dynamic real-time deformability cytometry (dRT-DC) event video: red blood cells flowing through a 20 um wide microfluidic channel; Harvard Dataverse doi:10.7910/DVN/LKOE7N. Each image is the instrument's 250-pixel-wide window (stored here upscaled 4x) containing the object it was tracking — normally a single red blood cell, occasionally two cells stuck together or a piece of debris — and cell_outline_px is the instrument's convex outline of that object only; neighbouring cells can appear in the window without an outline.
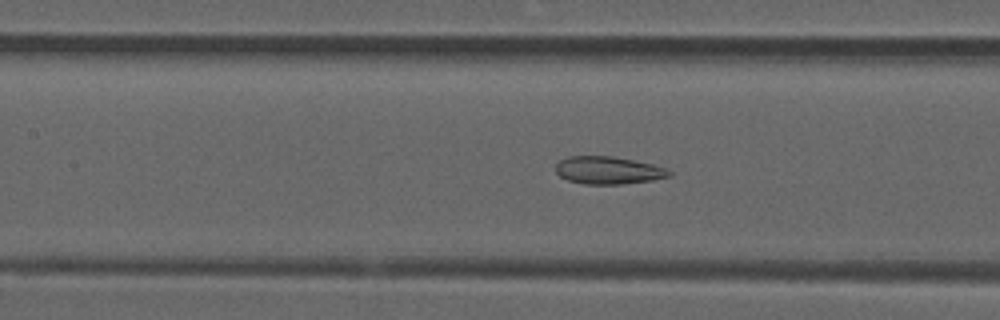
{"species": "common noctule bat (a hibernating species)", "species_latin": "Nyctalus noctula", "temperature_condition": "room temperature", "stored_images_in_passage": 52, "camera_frame_rate_fps": 3000, "um_per_image_px": 0.085, "animal": {"sex": "male", "forearm_length_mm": 52.5}, "frame": {"image": 1, "passage_image": 23, "time_ms": 7.333, "image_size_px": [1000, 320], "cell_outline_px": [[672, 176], [652, 180], [620, 184], [584, 184], [568, 180], [560, 176], [556, 172], [556, 164], [560, 160], [568, 156], [612, 156], [652, 164], [664, 168], [672, 172]], "centroid_in_image_um": [51.69, 14.47], "position_along_channel_um": 155.7, "area_um2": 18.15}}
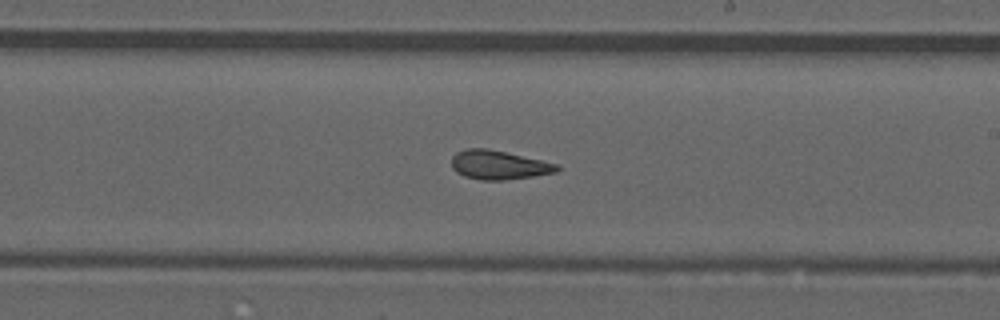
{"frame": {"image": 2, "passage_image": 30, "time_ms": 9.667, "image_size_px": [1000, 320], "cell_outline_px": [[560, 168], [556, 172], [532, 176], [504, 180], [480, 180], [464, 176], [456, 172], [452, 168], [452, 156], [456, 152], [468, 148], [488, 148], [560, 164]], "centroid_in_image_um": [42.39, 14.01], "position_along_channel_um": 246.6, "area_um2": 17.86}}
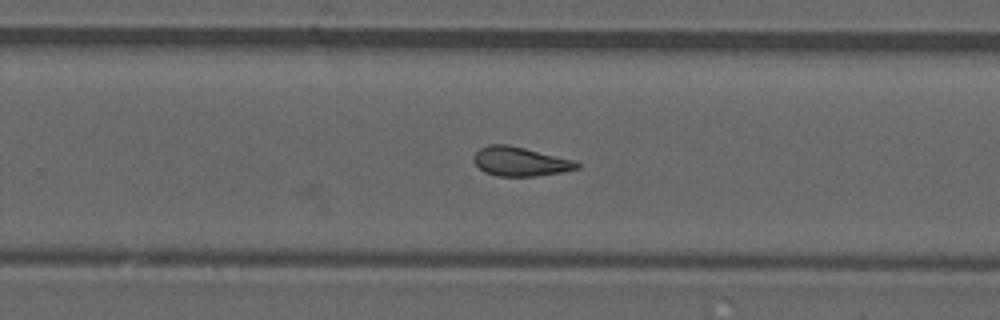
{"frame": {"image": 3, "passage_image": 33, "time_ms": 10.667, "image_size_px": [1000, 320], "cell_outline_px": [[580, 168], [560, 172], [536, 176], [496, 176], [484, 172], [472, 160], [472, 156], [480, 148], [488, 144], [508, 144], [576, 160], [580, 164]], "centroid_in_image_um": [44.21, 13.72], "position_along_channel_um": 285.6, "area_um2": 17.69}, "authors_computed_cell_mechanics": {"area_um2": 18.0914, "velocity_mm_per_s": 3.9121, "shape_relaxation_time_tau1_ms": null, "shape_relaxation_time_tau2_ms": 1.9721, "deformation_change_tau1": null, "deformation_change_tau2": 0.0977}}